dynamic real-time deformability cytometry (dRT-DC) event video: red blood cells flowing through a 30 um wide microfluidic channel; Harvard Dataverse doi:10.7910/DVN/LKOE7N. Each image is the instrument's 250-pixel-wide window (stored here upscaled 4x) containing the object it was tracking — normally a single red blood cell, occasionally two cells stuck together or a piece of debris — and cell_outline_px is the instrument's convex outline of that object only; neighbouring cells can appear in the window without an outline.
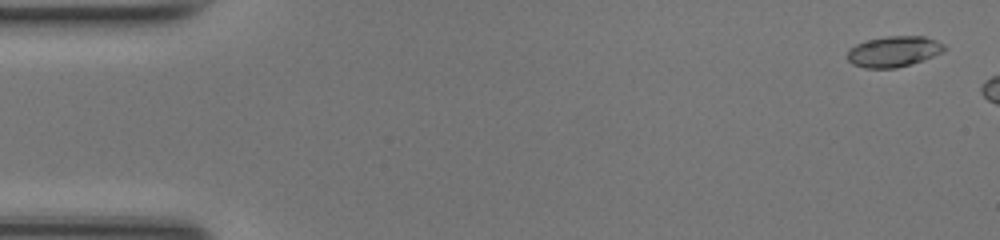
{"species": "common noctule bat (a hibernating species)", "species_latin": "Nyctalus noctula", "temperature_condition": "room temperature", "stored_images_in_passage": 7, "camera_frame_rate_fps": 3000, "um_per_image_px": 0.085, "animal": {"sex": "female", "body_mass_g": 17.0, "forearm_length_mm": 48.0}, "frame": {"image": 1, "passage_image": 2, "time_ms": 0.333, "image_size_px": [1000, 240], "cell_outline_px": [[948, 48], [944, 52], [924, 60], [896, 68], [864, 68], [852, 64], [848, 60], [848, 52], [856, 44], [868, 40], [888, 36], [924, 36], [936, 40], [944, 44]], "centroid_in_image_um": [76.02, 4.38], "position_along_channel_um": 9.0, "area_um2": 17.4}}